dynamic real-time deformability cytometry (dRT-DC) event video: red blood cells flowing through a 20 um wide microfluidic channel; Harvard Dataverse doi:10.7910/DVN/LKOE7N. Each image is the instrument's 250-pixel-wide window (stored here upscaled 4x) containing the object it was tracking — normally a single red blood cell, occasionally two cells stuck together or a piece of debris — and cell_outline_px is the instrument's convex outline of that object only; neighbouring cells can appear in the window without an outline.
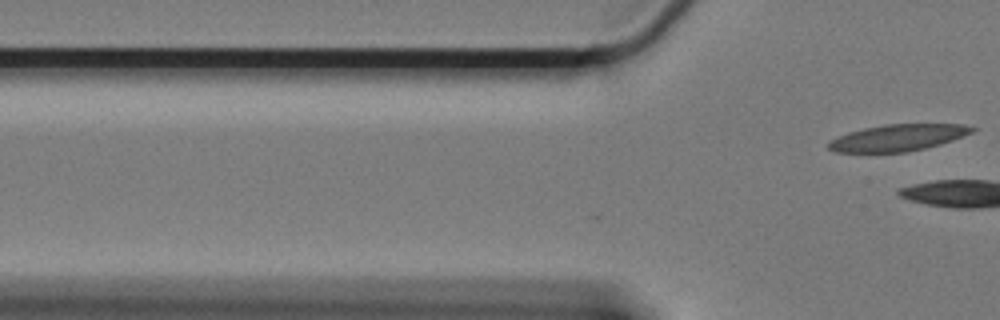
{"species": "Egyptian fruit bat (a non-hibernating species)", "species_latin": "Rousettus aegyptiacus", "temperature_condition": "cold", "stored_images_in_passage": 7, "camera_frame_rate_fps": 3000, "um_per_image_px": 0.085, "animal": {"sex": "female"}, "frame": {"image": 1, "passage_image": 7, "time_ms": 2.0, "image_size_px": [1000, 320], "cell_outline_px": [[976, 128], [972, 132], [952, 140], [940, 144], [924, 148], [904, 152], [836, 152], [828, 148], [828, 144], [832, 140], [848, 132], [864, 128], [884, 124], [964, 124]], "centroid_in_image_um": [76.33, 11.7], "position_along_channel_um": 49.5, "area_um2": 21.96}}